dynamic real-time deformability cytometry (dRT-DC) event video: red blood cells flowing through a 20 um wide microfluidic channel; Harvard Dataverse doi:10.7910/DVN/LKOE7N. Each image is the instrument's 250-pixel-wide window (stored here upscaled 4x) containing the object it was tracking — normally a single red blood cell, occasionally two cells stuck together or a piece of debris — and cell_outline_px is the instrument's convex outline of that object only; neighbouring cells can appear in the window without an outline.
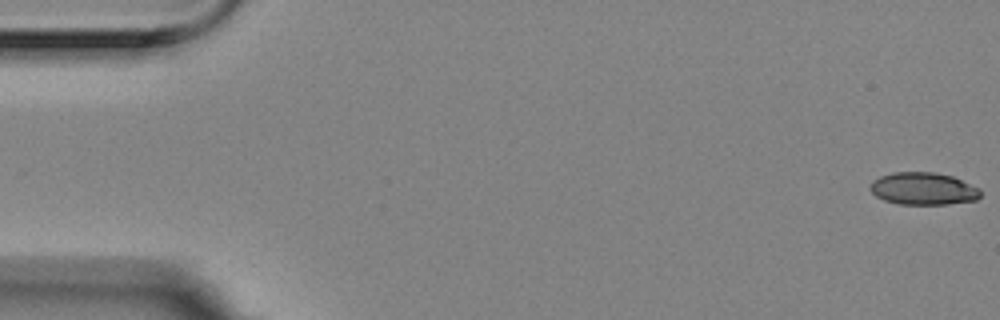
{"species": "Egyptian fruit bat (a non-hibernating species)", "species_latin": "Rousettus aegyptiacus", "temperature_condition": "room temperature", "stored_images_in_passage": 15, "camera_frame_rate_fps": 3000, "um_per_image_px": 0.085, "animal": {"sex": "female"}, "frame": {"image": 1, "passage_image": 1, "time_ms": 0.0, "image_size_px": [1000, 320], "cell_outline_px": [[980, 196], [976, 200], [948, 204], [900, 204], [884, 200], [876, 196], [868, 188], [872, 180], [880, 176], [892, 172], [936, 172], [952, 176], [980, 188]], "centroid_in_image_um": [78.46, 16.03], "position_along_channel_um": 6.5, "area_um2": 20.92}}
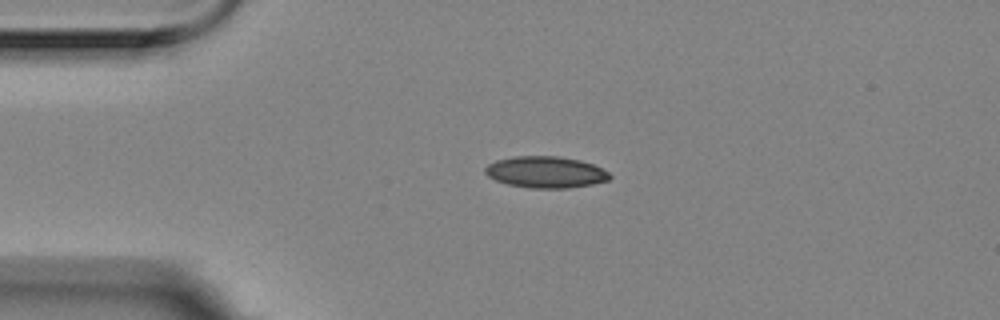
{"frame": {"image": 2, "passage_image": 13, "time_ms": 4.0, "image_size_px": [1000, 320], "cell_outline_px": [[612, 176], [608, 180], [592, 184], [568, 188], [532, 188], [508, 184], [496, 180], [488, 176], [484, 172], [484, 168], [488, 164], [496, 160], [512, 156], [556, 156], [580, 160], [592, 164], [608, 172]], "centroid_in_image_um": [46.36, 14.62], "position_along_channel_um": 38.6, "area_um2": 22.77}}